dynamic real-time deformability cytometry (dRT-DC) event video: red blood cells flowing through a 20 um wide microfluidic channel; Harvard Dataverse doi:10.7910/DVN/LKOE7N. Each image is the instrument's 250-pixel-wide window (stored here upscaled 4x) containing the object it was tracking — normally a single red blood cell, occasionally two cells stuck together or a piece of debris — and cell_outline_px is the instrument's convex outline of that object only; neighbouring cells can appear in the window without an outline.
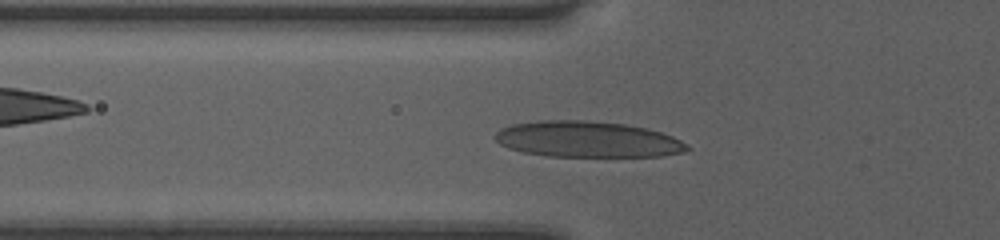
{"species": "human", "species_latin": "Homo sapiens", "temperature_condition": "room temperature", "stored_images_in_passage": 34, "camera_frame_rate_fps": 3000, "um_per_image_px": 0.085, "donor": {"sex": "female"}, "frame": {"image": 1, "passage_image": 2, "time_ms": 0.333, "image_size_px": [1000, 240], "cell_outline_px": [[692, 148], [684, 152], [660, 156], [548, 156], [524, 152], [508, 148], [500, 144], [492, 136], [500, 128], [512, 124], [540, 120], [584, 120], [624, 124], [648, 128], [672, 136], [688, 144]], "centroid_in_image_um": [49.92, 11.84], "position_along_channel_um": 75.9, "area_um2": 40.4}}
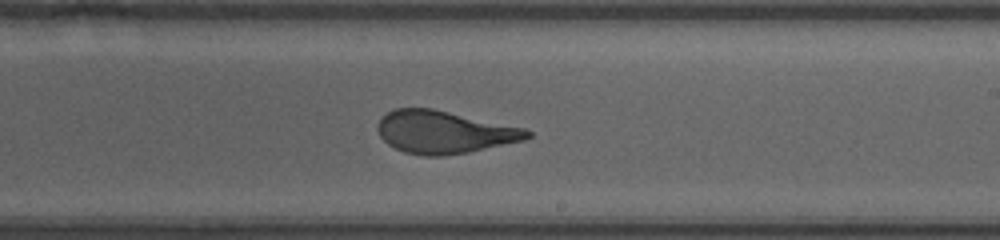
{"frame": {"image": 2, "passage_image": 15, "time_ms": 4.667, "image_size_px": [1000, 240], "cell_outline_px": [[532, 136], [524, 140], [468, 152], [440, 156], [424, 156], [404, 152], [388, 144], [380, 136], [376, 128], [380, 120], [388, 112], [396, 108], [432, 108], [524, 128], [532, 132]], "centroid_in_image_um": [37.74, 11.23], "position_along_channel_um": 251.3, "area_um2": 36.82}}
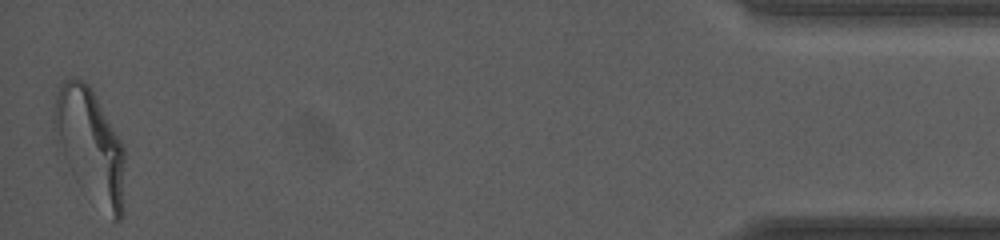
{"frame": {"image": 3, "passage_image": 34, "time_ms": 11.0, "image_size_px": [1000, 240], "cell_outline_px": [[124, 212], [120, 220], [112, 220], [72, 172], [56, 144], [52, 128], [52, 112], [56, 96], [60, 84], [64, 80], [72, 76], [84, 80], [92, 88], [120, 140], [124, 148]], "centroid_in_image_um": [7.65, 12.28], "position_along_channel_um": 427.6, "area_um2": 46.47}, "authors_computed_cell_mechanics": {"area_um2": 38.2058, "velocity_mm_per_s": 4.0302, "shape_relaxation_time_tau1_ms": 5.3544, "shape_relaxation_time_tau2_ms": 0.7911, "deformation_change_tau1": 0.221, "deformation_change_tau2": 0.0678}}